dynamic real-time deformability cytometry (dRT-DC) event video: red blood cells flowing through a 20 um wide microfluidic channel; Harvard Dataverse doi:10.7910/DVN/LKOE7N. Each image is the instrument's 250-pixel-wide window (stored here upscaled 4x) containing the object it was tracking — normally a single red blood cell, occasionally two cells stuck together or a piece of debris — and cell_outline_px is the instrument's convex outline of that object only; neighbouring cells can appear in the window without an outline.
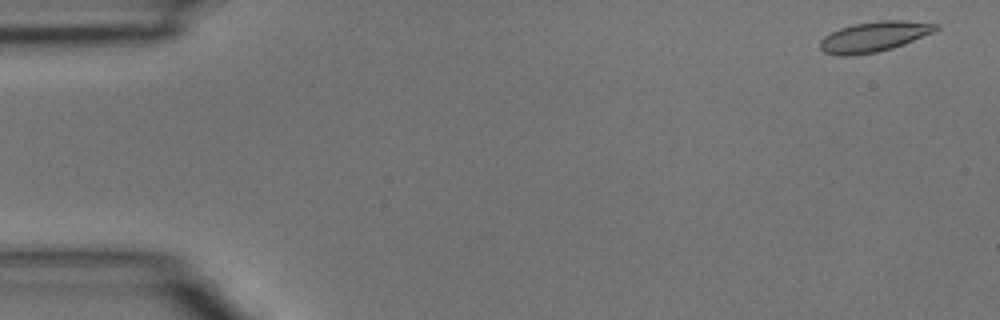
{"species": "common noctule bat (a hibernating species)", "species_latin": "Nyctalus noctula", "temperature_condition": "room temperature", "stored_images_in_passage": 46, "camera_frame_rate_fps": 3000, "um_per_image_px": 0.085, "animal": {"sex": "male", "body_mass_g": 15.6}, "frame": {"image": 1, "passage_image": 2, "time_ms": 0.333, "image_size_px": [1000, 320], "cell_outline_px": [[940, 28], [932, 32], [904, 44], [892, 48], [876, 52], [852, 56], [840, 56], [824, 52], [820, 48], [820, 40], [824, 36], [840, 28], [852, 24], [880, 20], [904, 20], [940, 24]], "centroid_in_image_um": [74.29, 3.11], "position_along_channel_um": 10.7, "area_um2": 20.4}}
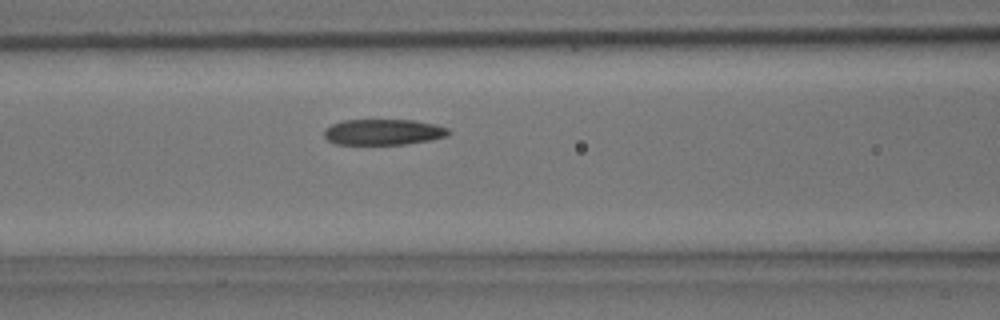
{"frame": {"image": 2, "passage_image": 19, "time_ms": 6.0, "image_size_px": [1000, 320], "cell_outline_px": [[452, 132], [448, 136], [432, 140], [404, 144], [336, 144], [328, 140], [324, 136], [324, 128], [332, 124], [344, 120], [416, 120], [436, 124], [448, 128]], "centroid_in_image_um": [32.62, 11.22], "position_along_channel_um": 134.0, "area_um2": 18.9}}
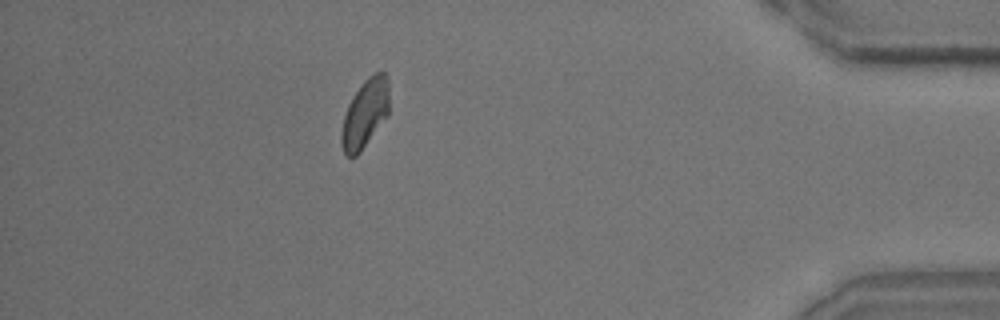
{"frame": {"image": 3, "passage_image": 41, "time_ms": 13.333, "image_size_px": [1000, 320], "cell_outline_px": [[388, 116], [360, 152], [356, 156], [348, 156], [344, 152], [340, 140], [340, 136], [344, 116], [348, 104], [352, 96], [364, 80], [368, 76], [376, 72], [384, 72], [388, 76]], "centroid_in_image_um": [31.03, 9.64], "position_along_channel_um": 404.2, "area_um2": 19.07}}